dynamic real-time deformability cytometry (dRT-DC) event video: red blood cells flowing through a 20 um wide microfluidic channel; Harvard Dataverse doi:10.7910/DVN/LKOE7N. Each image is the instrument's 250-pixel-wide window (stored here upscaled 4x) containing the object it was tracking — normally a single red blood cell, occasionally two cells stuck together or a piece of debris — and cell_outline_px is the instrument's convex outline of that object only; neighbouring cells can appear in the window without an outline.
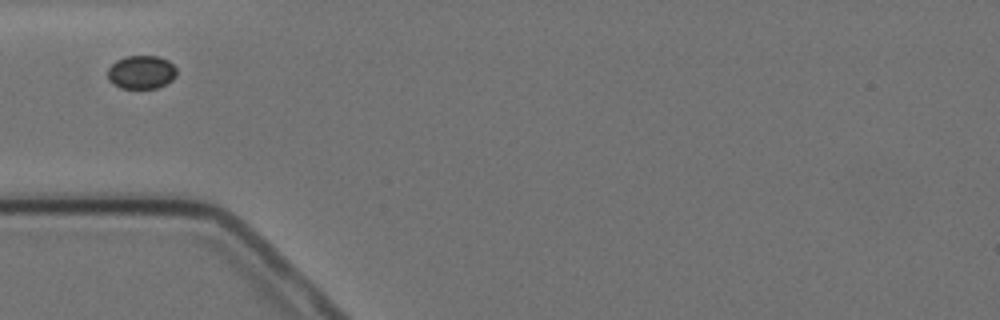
{"species": "Egyptian fruit bat (a non-hibernating species)", "species_latin": "Rousettus aegyptiacus", "temperature_condition": "cold", "stored_images_in_passage": 2, "camera_frame_rate_fps": 3000, "um_per_image_px": 0.085, "animal": {"sex": "female"}, "frame": {"image": 1, "passage_image": 1, "time_ms": 0.0, "image_size_px": [1000, 320], "cell_outline_px": [[176, 76], [172, 80], [156, 88], [120, 88], [112, 84], [108, 80], [108, 68], [116, 60], [124, 56], [156, 56], [168, 60], [176, 68]], "centroid_in_image_um": [11.99, 6.13], "position_along_channel_um": 73.0, "area_um2": 13.47}}
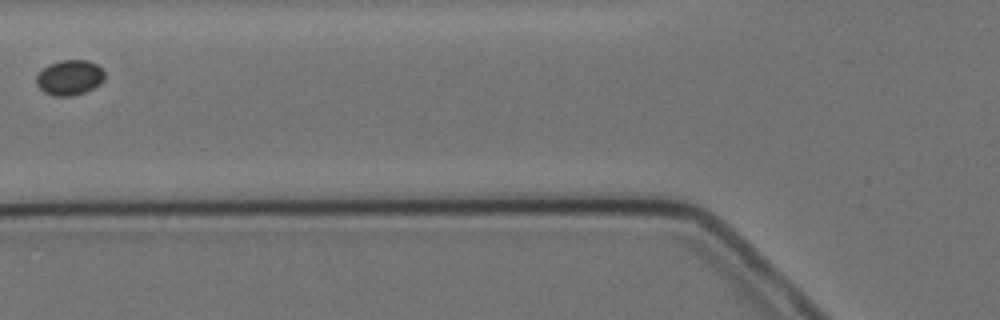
{"frame": {"image": 2, "passage_image": 2, "time_ms": 1.333, "image_size_px": [1000, 320], "cell_outline_px": [[104, 80], [100, 84], [84, 92], [72, 96], [52, 96], [44, 92], [36, 84], [36, 76], [48, 64], [60, 60], [88, 60], [96, 64], [104, 72]], "centroid_in_image_um": [5.9, 6.59], "position_along_channel_um": 119.9, "area_um2": 13.99}}